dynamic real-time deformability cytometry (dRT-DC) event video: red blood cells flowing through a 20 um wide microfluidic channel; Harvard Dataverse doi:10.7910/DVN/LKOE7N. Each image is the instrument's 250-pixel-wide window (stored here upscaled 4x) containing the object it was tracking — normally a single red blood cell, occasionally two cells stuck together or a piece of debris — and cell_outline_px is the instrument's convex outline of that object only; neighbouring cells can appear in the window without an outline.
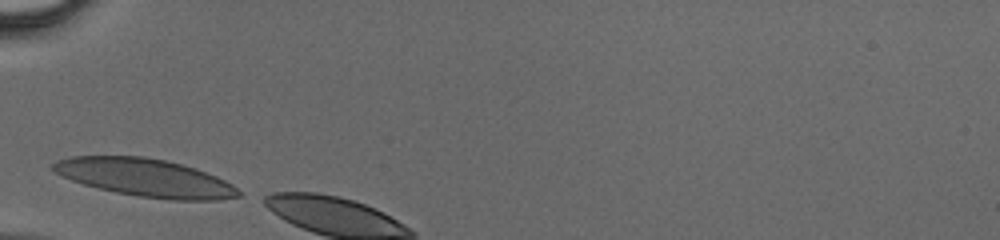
{"species": "human", "species_latin": "Homo sapiens", "temperature_condition": "cold", "stored_images_in_passage": 2, "camera_frame_rate_fps": 3000, "um_per_image_px": 0.085, "donor": {"sex": "male"}, "frame": {"image": 1, "passage_image": 1, "time_ms": 0.0, "image_size_px": [1000, 240], "cell_outline_px": [[240, 196], [216, 200], [172, 200], [140, 196], [116, 192], [84, 184], [72, 180], [56, 172], [52, 168], [52, 164], [56, 160], [72, 156], [144, 156], [164, 160], [196, 168], [216, 176], [232, 184], [240, 192]], "centroid_in_image_um": [12.36, 15.09], "position_along_channel_um": 72.6, "area_um2": 40.46}}